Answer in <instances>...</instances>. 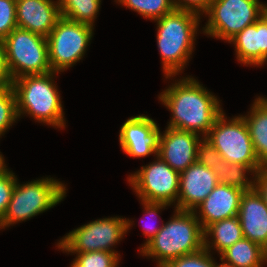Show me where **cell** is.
<instances>
[{"instance_id":"484cf974","label":"cell","mask_w":267,"mask_h":267,"mask_svg":"<svg viewBox=\"0 0 267 267\" xmlns=\"http://www.w3.org/2000/svg\"><path fill=\"white\" fill-rule=\"evenodd\" d=\"M75 261L82 267H117L119 255L117 252L93 251L76 253Z\"/></svg>"},{"instance_id":"f1b7e54d","label":"cell","mask_w":267,"mask_h":267,"mask_svg":"<svg viewBox=\"0 0 267 267\" xmlns=\"http://www.w3.org/2000/svg\"><path fill=\"white\" fill-rule=\"evenodd\" d=\"M17 178L14 173L7 170L0 176V217L5 215L12 193L16 184Z\"/></svg>"},{"instance_id":"4316f807","label":"cell","mask_w":267,"mask_h":267,"mask_svg":"<svg viewBox=\"0 0 267 267\" xmlns=\"http://www.w3.org/2000/svg\"><path fill=\"white\" fill-rule=\"evenodd\" d=\"M207 249L202 250L178 257L177 259L171 260L166 266L167 267H219Z\"/></svg>"},{"instance_id":"4dcf8cb0","label":"cell","mask_w":267,"mask_h":267,"mask_svg":"<svg viewBox=\"0 0 267 267\" xmlns=\"http://www.w3.org/2000/svg\"><path fill=\"white\" fill-rule=\"evenodd\" d=\"M176 10L191 11L201 15L200 12L206 13L212 0H172Z\"/></svg>"},{"instance_id":"9a60e30c","label":"cell","mask_w":267,"mask_h":267,"mask_svg":"<svg viewBox=\"0 0 267 267\" xmlns=\"http://www.w3.org/2000/svg\"><path fill=\"white\" fill-rule=\"evenodd\" d=\"M61 18L59 2L16 0L17 27L47 37Z\"/></svg>"},{"instance_id":"5bb4252c","label":"cell","mask_w":267,"mask_h":267,"mask_svg":"<svg viewBox=\"0 0 267 267\" xmlns=\"http://www.w3.org/2000/svg\"><path fill=\"white\" fill-rule=\"evenodd\" d=\"M216 173L198 162L191 164L180 173L179 194L176 204L178 210L194 211L217 186Z\"/></svg>"},{"instance_id":"8d00e7d4","label":"cell","mask_w":267,"mask_h":267,"mask_svg":"<svg viewBox=\"0 0 267 267\" xmlns=\"http://www.w3.org/2000/svg\"><path fill=\"white\" fill-rule=\"evenodd\" d=\"M263 15L267 18V5H264Z\"/></svg>"},{"instance_id":"cb8c5ba5","label":"cell","mask_w":267,"mask_h":267,"mask_svg":"<svg viewBox=\"0 0 267 267\" xmlns=\"http://www.w3.org/2000/svg\"><path fill=\"white\" fill-rule=\"evenodd\" d=\"M117 2L154 21L175 10L172 0H117Z\"/></svg>"},{"instance_id":"52a82bcc","label":"cell","mask_w":267,"mask_h":267,"mask_svg":"<svg viewBox=\"0 0 267 267\" xmlns=\"http://www.w3.org/2000/svg\"><path fill=\"white\" fill-rule=\"evenodd\" d=\"M222 113L205 139L229 163L246 165L255 174L262 165L256 157L247 124L242 116L230 121ZM228 122V123H227Z\"/></svg>"},{"instance_id":"8fae6325","label":"cell","mask_w":267,"mask_h":267,"mask_svg":"<svg viewBox=\"0 0 267 267\" xmlns=\"http://www.w3.org/2000/svg\"><path fill=\"white\" fill-rule=\"evenodd\" d=\"M152 164L142 166L128 181L141 201L175 203L179 194L180 173L173 170L158 155Z\"/></svg>"},{"instance_id":"44dd1931","label":"cell","mask_w":267,"mask_h":267,"mask_svg":"<svg viewBox=\"0 0 267 267\" xmlns=\"http://www.w3.org/2000/svg\"><path fill=\"white\" fill-rule=\"evenodd\" d=\"M208 235L212 236V243L208 241ZM243 232L238 216L223 219L212 223L204 230V248L208 251L210 248L216 249L219 254L231 247L237 241L243 238ZM210 244L211 247H210Z\"/></svg>"},{"instance_id":"d6a6232c","label":"cell","mask_w":267,"mask_h":267,"mask_svg":"<svg viewBox=\"0 0 267 267\" xmlns=\"http://www.w3.org/2000/svg\"><path fill=\"white\" fill-rule=\"evenodd\" d=\"M12 85L13 79L7 66L5 44L0 40V89L10 88Z\"/></svg>"},{"instance_id":"277c9868","label":"cell","mask_w":267,"mask_h":267,"mask_svg":"<svg viewBox=\"0 0 267 267\" xmlns=\"http://www.w3.org/2000/svg\"><path fill=\"white\" fill-rule=\"evenodd\" d=\"M56 72L23 75L13 80L18 117L28 113L47 125L65 126L61 99L54 80Z\"/></svg>"},{"instance_id":"d590c367","label":"cell","mask_w":267,"mask_h":267,"mask_svg":"<svg viewBox=\"0 0 267 267\" xmlns=\"http://www.w3.org/2000/svg\"><path fill=\"white\" fill-rule=\"evenodd\" d=\"M71 267H82V266L79 265V264L74 260L73 263L71 264Z\"/></svg>"},{"instance_id":"e0dca14e","label":"cell","mask_w":267,"mask_h":267,"mask_svg":"<svg viewBox=\"0 0 267 267\" xmlns=\"http://www.w3.org/2000/svg\"><path fill=\"white\" fill-rule=\"evenodd\" d=\"M238 218L244 238L267 251V206L254 188L244 191Z\"/></svg>"},{"instance_id":"83f0119b","label":"cell","mask_w":267,"mask_h":267,"mask_svg":"<svg viewBox=\"0 0 267 267\" xmlns=\"http://www.w3.org/2000/svg\"><path fill=\"white\" fill-rule=\"evenodd\" d=\"M16 27V0H0V40Z\"/></svg>"},{"instance_id":"3957f363","label":"cell","mask_w":267,"mask_h":267,"mask_svg":"<svg viewBox=\"0 0 267 267\" xmlns=\"http://www.w3.org/2000/svg\"><path fill=\"white\" fill-rule=\"evenodd\" d=\"M155 21L164 73L166 78L175 76L184 69L192 54L200 16L191 11L175 9Z\"/></svg>"},{"instance_id":"d6986e66","label":"cell","mask_w":267,"mask_h":267,"mask_svg":"<svg viewBox=\"0 0 267 267\" xmlns=\"http://www.w3.org/2000/svg\"><path fill=\"white\" fill-rule=\"evenodd\" d=\"M250 116H242L247 124L253 148L262 166L267 165V99L259 97L251 108Z\"/></svg>"},{"instance_id":"7a4b0ae2","label":"cell","mask_w":267,"mask_h":267,"mask_svg":"<svg viewBox=\"0 0 267 267\" xmlns=\"http://www.w3.org/2000/svg\"><path fill=\"white\" fill-rule=\"evenodd\" d=\"M161 226L159 232L141 248L143 256L155 257L158 266L204 248V230L197 219V210H178Z\"/></svg>"},{"instance_id":"9c48e42d","label":"cell","mask_w":267,"mask_h":267,"mask_svg":"<svg viewBox=\"0 0 267 267\" xmlns=\"http://www.w3.org/2000/svg\"><path fill=\"white\" fill-rule=\"evenodd\" d=\"M131 225L129 219L121 217L98 219L74 229L57 245L62 251L71 253L115 252L110 247L123 238Z\"/></svg>"},{"instance_id":"e575fe53","label":"cell","mask_w":267,"mask_h":267,"mask_svg":"<svg viewBox=\"0 0 267 267\" xmlns=\"http://www.w3.org/2000/svg\"><path fill=\"white\" fill-rule=\"evenodd\" d=\"M8 169L5 166L4 163V158L3 156L0 154V176L3 175Z\"/></svg>"},{"instance_id":"ffe728a7","label":"cell","mask_w":267,"mask_h":267,"mask_svg":"<svg viewBox=\"0 0 267 267\" xmlns=\"http://www.w3.org/2000/svg\"><path fill=\"white\" fill-rule=\"evenodd\" d=\"M220 265L224 267H263L267 262V251L259 244L242 238L221 254Z\"/></svg>"},{"instance_id":"f546056e","label":"cell","mask_w":267,"mask_h":267,"mask_svg":"<svg viewBox=\"0 0 267 267\" xmlns=\"http://www.w3.org/2000/svg\"><path fill=\"white\" fill-rule=\"evenodd\" d=\"M201 140L197 149V162L211 169L213 165L222 161L223 157L208 140Z\"/></svg>"},{"instance_id":"30bf717a","label":"cell","mask_w":267,"mask_h":267,"mask_svg":"<svg viewBox=\"0 0 267 267\" xmlns=\"http://www.w3.org/2000/svg\"><path fill=\"white\" fill-rule=\"evenodd\" d=\"M93 26L61 17L47 36L49 63L53 72L68 69L84 56Z\"/></svg>"},{"instance_id":"8992f818","label":"cell","mask_w":267,"mask_h":267,"mask_svg":"<svg viewBox=\"0 0 267 267\" xmlns=\"http://www.w3.org/2000/svg\"><path fill=\"white\" fill-rule=\"evenodd\" d=\"M12 79L23 75L46 74L49 63L47 37L16 27L3 40Z\"/></svg>"},{"instance_id":"7c38bea8","label":"cell","mask_w":267,"mask_h":267,"mask_svg":"<svg viewBox=\"0 0 267 267\" xmlns=\"http://www.w3.org/2000/svg\"><path fill=\"white\" fill-rule=\"evenodd\" d=\"M160 130L148 116L138 115L127 119L122 125L119 141L123 152L130 157L157 155Z\"/></svg>"},{"instance_id":"ac0fdd59","label":"cell","mask_w":267,"mask_h":267,"mask_svg":"<svg viewBox=\"0 0 267 267\" xmlns=\"http://www.w3.org/2000/svg\"><path fill=\"white\" fill-rule=\"evenodd\" d=\"M229 42L235 45L238 61L247 65H262L267 61V18L262 15Z\"/></svg>"},{"instance_id":"603a6c76","label":"cell","mask_w":267,"mask_h":267,"mask_svg":"<svg viewBox=\"0 0 267 267\" xmlns=\"http://www.w3.org/2000/svg\"><path fill=\"white\" fill-rule=\"evenodd\" d=\"M217 177L218 184L228 185L248 191L253 189L254 181L246 178V172H253L246 165L229 163L226 160L220 161L211 168Z\"/></svg>"},{"instance_id":"6da1fadb","label":"cell","mask_w":267,"mask_h":267,"mask_svg":"<svg viewBox=\"0 0 267 267\" xmlns=\"http://www.w3.org/2000/svg\"><path fill=\"white\" fill-rule=\"evenodd\" d=\"M159 98L173 115L168 127L195 134L201 132L203 138L223 113L218 99L190 77L169 86Z\"/></svg>"},{"instance_id":"5b68a950","label":"cell","mask_w":267,"mask_h":267,"mask_svg":"<svg viewBox=\"0 0 267 267\" xmlns=\"http://www.w3.org/2000/svg\"><path fill=\"white\" fill-rule=\"evenodd\" d=\"M65 185L52 178L34 180L20 185L16 181L2 228L29 219L61 202L66 194Z\"/></svg>"},{"instance_id":"2e32d148","label":"cell","mask_w":267,"mask_h":267,"mask_svg":"<svg viewBox=\"0 0 267 267\" xmlns=\"http://www.w3.org/2000/svg\"><path fill=\"white\" fill-rule=\"evenodd\" d=\"M243 193L242 189L217 184L206 199L196 207L201 214L200 218L197 215V219L201 220L199 223L203 230L212 223L238 216Z\"/></svg>"},{"instance_id":"1f68e13d","label":"cell","mask_w":267,"mask_h":267,"mask_svg":"<svg viewBox=\"0 0 267 267\" xmlns=\"http://www.w3.org/2000/svg\"><path fill=\"white\" fill-rule=\"evenodd\" d=\"M142 204L144 205V209L147 214H149L151 217L154 215H158L159 209H163L166 206H170V204L167 203H156V202H145L141 201ZM144 229V235L148 236L146 242L144 243L143 247L159 232L161 227H155L152 225H146Z\"/></svg>"},{"instance_id":"836d02e7","label":"cell","mask_w":267,"mask_h":267,"mask_svg":"<svg viewBox=\"0 0 267 267\" xmlns=\"http://www.w3.org/2000/svg\"><path fill=\"white\" fill-rule=\"evenodd\" d=\"M254 175L255 180H253V188L261 196L267 206V165L262 166Z\"/></svg>"},{"instance_id":"4fadbf2b","label":"cell","mask_w":267,"mask_h":267,"mask_svg":"<svg viewBox=\"0 0 267 267\" xmlns=\"http://www.w3.org/2000/svg\"><path fill=\"white\" fill-rule=\"evenodd\" d=\"M199 138L198 134L167 127L165 133L159 135L157 155L181 173L197 162Z\"/></svg>"},{"instance_id":"ba28073f","label":"cell","mask_w":267,"mask_h":267,"mask_svg":"<svg viewBox=\"0 0 267 267\" xmlns=\"http://www.w3.org/2000/svg\"><path fill=\"white\" fill-rule=\"evenodd\" d=\"M264 5L259 0H212L204 33L229 42L263 15Z\"/></svg>"},{"instance_id":"74e56055","label":"cell","mask_w":267,"mask_h":267,"mask_svg":"<svg viewBox=\"0 0 267 267\" xmlns=\"http://www.w3.org/2000/svg\"><path fill=\"white\" fill-rule=\"evenodd\" d=\"M3 227L2 225V218L0 217V228Z\"/></svg>"},{"instance_id":"7402d4cb","label":"cell","mask_w":267,"mask_h":267,"mask_svg":"<svg viewBox=\"0 0 267 267\" xmlns=\"http://www.w3.org/2000/svg\"><path fill=\"white\" fill-rule=\"evenodd\" d=\"M61 17L93 26L101 0H58Z\"/></svg>"},{"instance_id":"d4e9b609","label":"cell","mask_w":267,"mask_h":267,"mask_svg":"<svg viewBox=\"0 0 267 267\" xmlns=\"http://www.w3.org/2000/svg\"><path fill=\"white\" fill-rule=\"evenodd\" d=\"M17 118L19 117L13 87L0 89V136Z\"/></svg>"}]
</instances>
